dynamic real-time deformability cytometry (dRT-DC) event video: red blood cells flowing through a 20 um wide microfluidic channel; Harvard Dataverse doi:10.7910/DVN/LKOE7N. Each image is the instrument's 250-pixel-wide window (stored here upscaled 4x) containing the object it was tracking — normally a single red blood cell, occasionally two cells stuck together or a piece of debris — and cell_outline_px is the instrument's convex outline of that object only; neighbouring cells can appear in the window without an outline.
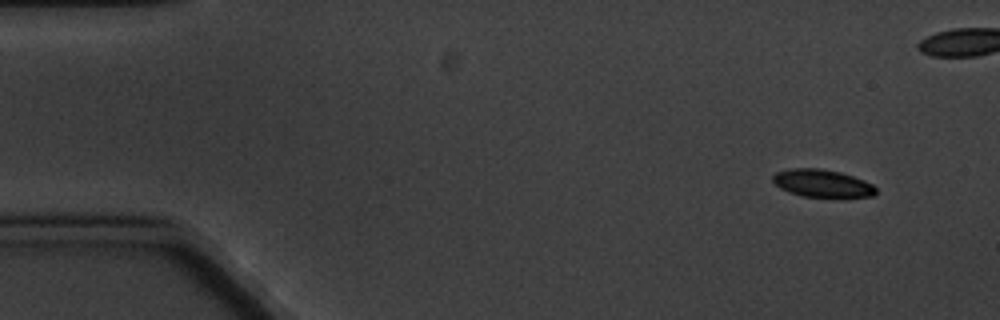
{"species": "common noctule bat (a hibernating species)", "species_latin": "Nyctalus noctula", "temperature_condition": "cold", "stored_images_in_passage": 8, "segment_of_instrument_passage": [1, 2], "camera_frame_rate_fps": 3000, "um_per_image_px": 0.085, "animal": {"sex": "male", "body_mass_g": 20.1, "forearm_length_mm": 53.5}, "frame": {"image": 1, "passage_image": 1, "time_ms": 0.0, "image_size_px": [1000, 320], "cell_outline_px": [[876, 192], [872, 196], [804, 196], [788, 192], [780, 188], [772, 180], [772, 176], [776, 172], [792, 168], [820, 168], [840, 172], [864, 180], [872, 184], [876, 188]], "centroid_in_image_um": [69.85, 15.56], "position_along_channel_um": 15.1, "area_um2": 16.3}}
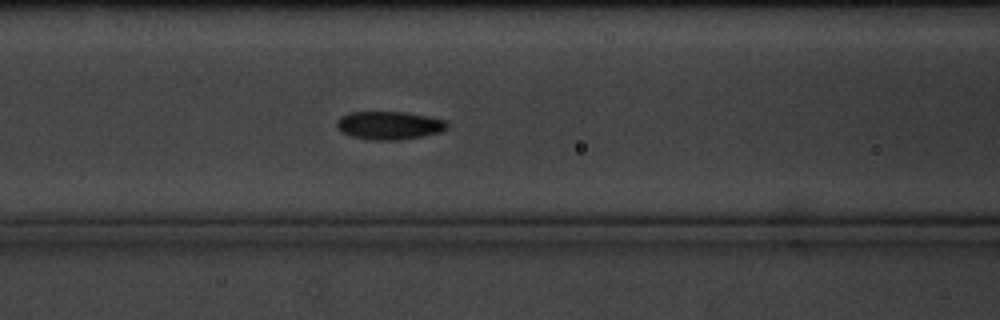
{"frame": {"image": 2, "passage_image": 7, "time_ms": 6.667, "image_size_px": [1000, 320], "cell_outline_px": [[448, 128], [440, 132], [424, 136], [400, 140], [368, 140], [352, 136], [340, 132], [336, 128], [336, 120], [340, 116], [348, 112], [404, 112], [428, 116], [444, 120], [448, 124]], "centroid_in_image_um": [33.04, 10.66], "position_along_channel_um": 133.6, "area_um2": 18.38}}